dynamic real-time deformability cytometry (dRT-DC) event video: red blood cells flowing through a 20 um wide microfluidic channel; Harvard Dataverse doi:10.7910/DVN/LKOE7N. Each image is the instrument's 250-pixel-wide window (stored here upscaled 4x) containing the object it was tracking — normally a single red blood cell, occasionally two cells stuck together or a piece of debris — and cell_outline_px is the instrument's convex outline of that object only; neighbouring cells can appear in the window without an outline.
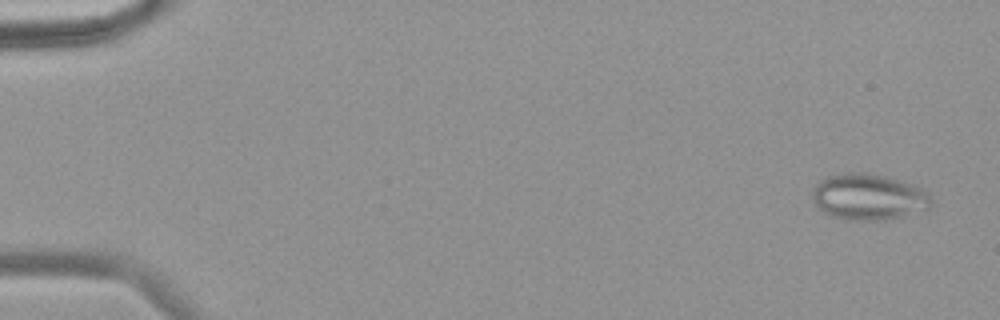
{"species": "common noctule bat (a hibernating species)", "species_latin": "Nyctalus noctula", "temperature_condition": "warm", "stored_images_in_passage": 58, "camera_frame_rate_fps": 3000, "um_per_image_px": 0.085, "animal": {"sex": "female", "body_mass_g": 18.4}, "frame": {"image": 1, "passage_image": 3, "time_ms": 0.667, "image_size_px": [1000, 320], "cell_outline_px": [[936, 204], [928, 208], [904, 216], [876, 220], [852, 220], [832, 216], [824, 212], [812, 200], [812, 188], [820, 180], [828, 176], [848, 172], [860, 172], [888, 176], [920, 188]], "centroid_in_image_um": [73.8, 16.73], "position_along_channel_um": 11.2, "area_um2": 31.73}}
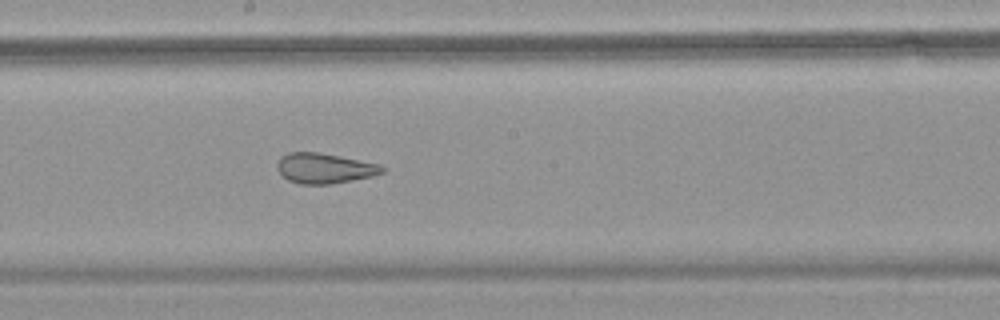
{"frame": {"image": 2, "passage_image": 33, "time_ms": 10.667, "image_size_px": [1000, 320], "cell_outline_px": [[384, 172], [372, 176], [352, 180], [328, 184], [300, 184], [288, 180], [276, 168], [276, 164], [288, 152], [316, 152], [340, 156], [380, 164], [384, 168]], "centroid_in_image_um": [27.59, 14.3], "position_along_channel_um": 220.6, "area_um2": 18.26}}
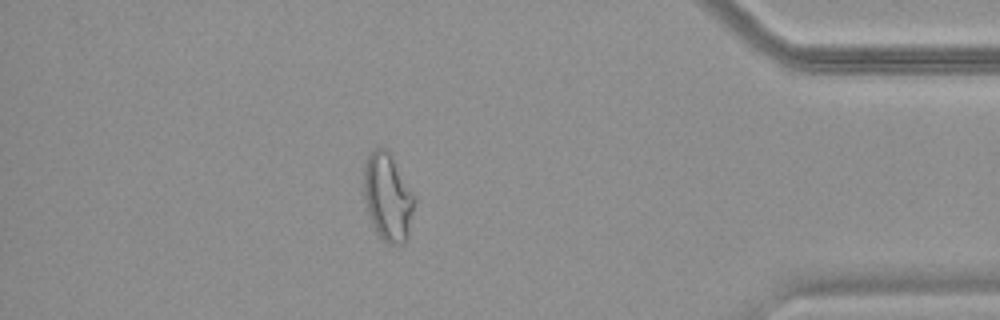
{"frame": {"image": 3, "passage_image": 51, "time_ms": 16.667, "image_size_px": [1000, 320], "cell_outline_px": [[416, 200], [408, 236], [400, 244], [388, 244], [380, 240], [372, 224], [368, 212], [364, 196], [364, 168], [368, 156], [376, 148], [384, 148], [388, 152], [416, 196]], "centroid_in_image_um": [32.97, 16.81], "position_along_channel_um": 402.2, "area_um2": 25.66}, "authors_computed_cell_mechanics": {"area_um2": 25.4031, "velocity_mm_per_s": 3.5801, "shape_relaxation_time_tau1_ms": null, "shape_relaxation_time_tau2_ms": 1.2859, "deformation_change_tau1": null, "deformation_change_tau2": 0.1025}}